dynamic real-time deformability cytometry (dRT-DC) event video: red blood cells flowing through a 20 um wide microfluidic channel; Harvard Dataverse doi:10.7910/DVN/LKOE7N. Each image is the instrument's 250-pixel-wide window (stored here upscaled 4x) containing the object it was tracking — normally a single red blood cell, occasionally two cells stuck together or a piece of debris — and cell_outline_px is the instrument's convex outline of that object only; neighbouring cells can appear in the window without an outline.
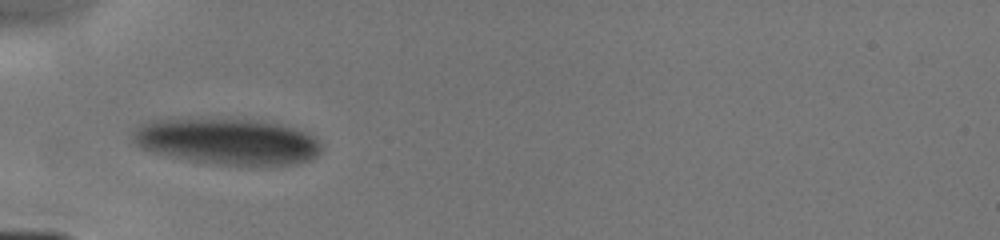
{"species": "human", "species_latin": "Homo sapiens", "temperature_condition": "cold", "stored_images_in_passage": 41, "camera_frame_rate_fps": 3000, "um_per_image_px": 0.085, "donor": {"sex": "male"}, "frame": {"image": 1, "passage_image": 1, "time_ms": 0.0, "image_size_px": [1000, 240], "cell_outline_px": [[320, 152], [316, 156], [308, 160], [296, 164], [272, 168], [216, 164], [168, 156], [152, 152], [140, 148], [132, 140], [132, 132], [140, 124], [152, 120], [260, 120], [280, 124], [304, 132], [312, 136], [320, 144]], "centroid_in_image_um": [19.35, 12.07], "position_along_channel_um": 65.6, "area_um2": 50.92}}
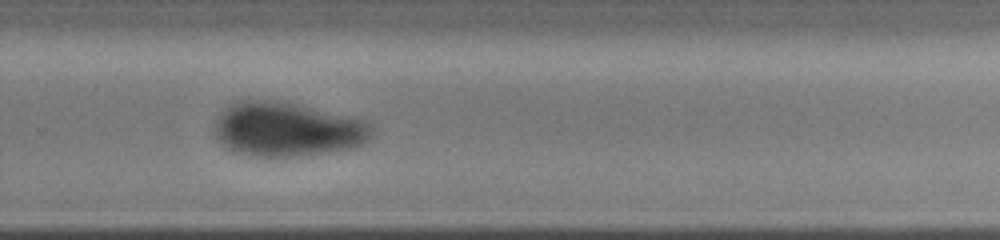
{"frame": {"image": 2, "passage_image": 24, "time_ms": 5.667, "image_size_px": [1000, 240], "cell_outline_px": [[372, 140], [364, 144], [352, 148], [300, 156], [248, 156], [232, 152], [224, 148], [216, 136], [212, 128], [212, 120], [224, 108], [240, 100], [280, 100], [300, 104], [356, 116], [368, 120], [372, 124]], "centroid_in_image_um": [24.42, 10.98], "position_along_channel_um": 305.4, "area_um2": 51.27}}
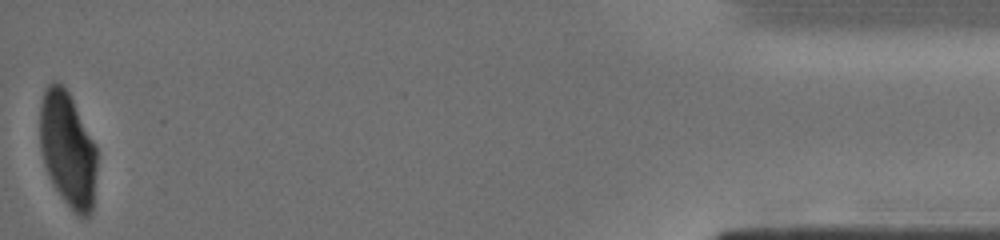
{"frame": {"image": 3, "passage_image": 40, "time_ms": 10.333, "image_size_px": [1000, 240], "cell_outline_px": [[96, 168], [92, 212], [88, 216], [76, 216], [52, 184], [44, 164], [40, 148], [40, 100], [44, 88], [52, 80], [56, 80], [68, 92], [96, 144]], "centroid_in_image_um": [5.74, 12.68], "position_along_channel_um": 429.5, "area_um2": 38.44}}